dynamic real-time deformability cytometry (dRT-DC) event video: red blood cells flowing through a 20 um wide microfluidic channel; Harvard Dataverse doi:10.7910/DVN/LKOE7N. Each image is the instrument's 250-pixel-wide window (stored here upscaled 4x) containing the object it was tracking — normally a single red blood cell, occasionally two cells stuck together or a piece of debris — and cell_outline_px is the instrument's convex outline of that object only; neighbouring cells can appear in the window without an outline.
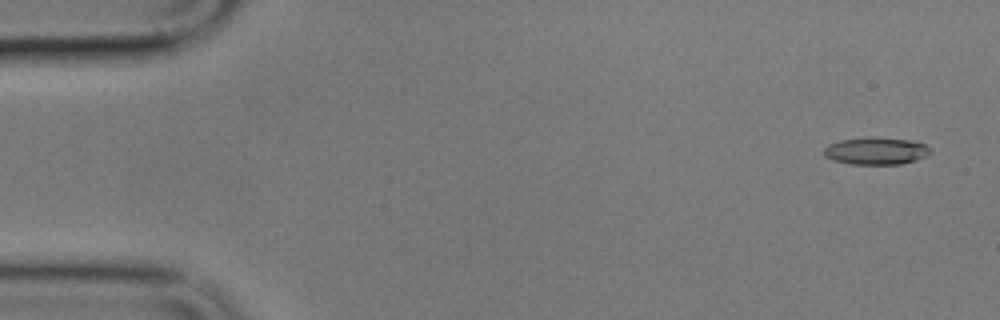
{"species": "common noctule bat (a hibernating species)", "species_latin": "Nyctalus noctula", "temperature_condition": "cold", "stored_images_in_passage": 57, "camera_frame_rate_fps": 3000, "um_per_image_px": 0.085, "animal": {"sex": "male", "body_mass_g": 17.9}, "frame": {"image": 1, "passage_image": 3, "time_ms": 0.667, "image_size_px": [1000, 320], "cell_outline_px": [[932, 152], [916, 160], [900, 164], [852, 164], [832, 160], [824, 156], [824, 148], [828, 144], [840, 140], [908, 140], [924, 144]], "centroid_in_image_um": [74.43, 12.89], "position_along_channel_um": 10.6, "area_um2": 15.9}}
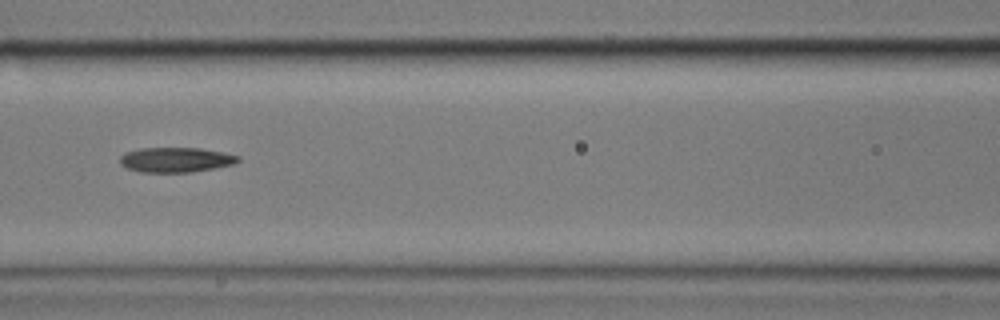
{"frame": {"image": 2, "passage_image": 25, "time_ms": 8.0, "image_size_px": [1000, 320], "cell_outline_px": [[240, 160], [232, 164], [192, 172], [140, 172], [128, 168], [120, 164], [120, 156], [124, 152], [140, 148], [200, 148], [224, 152], [240, 156]], "centroid_in_image_um": [14.92, 13.57], "position_along_channel_um": 151.7, "area_um2": 17.11}}
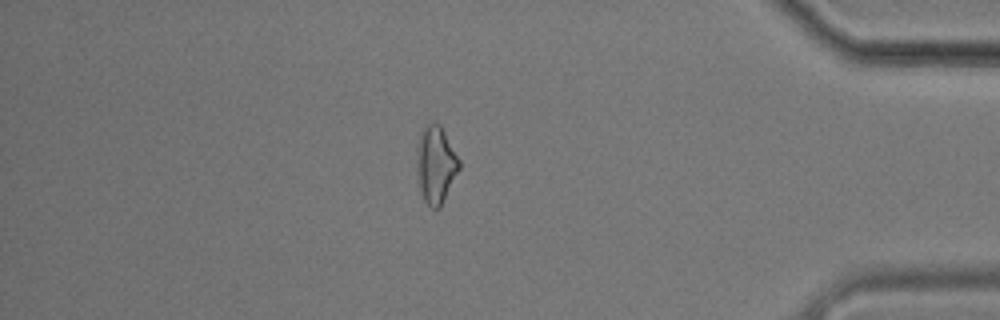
{"frame": {"image": 3, "passage_image": 49, "time_ms": 16.0, "image_size_px": [1000, 320], "cell_outline_px": [[460, 168], [440, 208], [432, 208], [424, 200], [420, 192], [416, 172], [416, 144], [420, 132], [424, 124], [432, 120], [436, 120], [440, 124], [460, 160]], "centroid_in_image_um": [37.0, 13.93], "position_along_channel_um": 398.2, "area_um2": 19.65}, "authors_computed_cell_mechanics": {"area_um2": 17.4556, "velocity_mm_per_s": 3.5276, "shape_relaxation_time_tau1_ms": 8.667, "shape_relaxation_time_tau2_ms": 8.33, "deformation_change_tau1": 0.2223, "deformation_change_tau2": 0.1901}}